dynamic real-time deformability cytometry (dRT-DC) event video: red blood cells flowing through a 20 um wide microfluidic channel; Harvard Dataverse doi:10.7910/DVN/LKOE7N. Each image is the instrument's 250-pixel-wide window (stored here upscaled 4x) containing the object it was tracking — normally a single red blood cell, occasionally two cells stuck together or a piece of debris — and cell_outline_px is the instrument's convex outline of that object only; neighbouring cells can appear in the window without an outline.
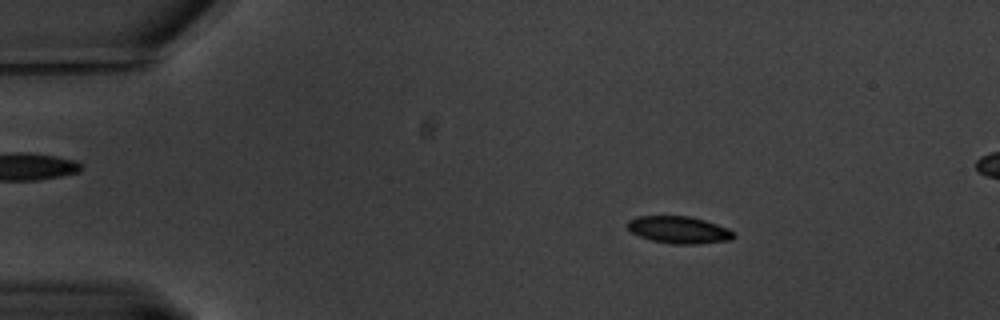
{"species": "common noctule bat (a hibernating species)", "species_latin": "Nyctalus noctula", "temperature_condition": "warm", "stored_images_in_passage": 63, "camera_frame_rate_fps": 3000, "um_per_image_px": 0.085, "animal": {"sex": "male", "body_mass_g": 20.1, "forearm_length_mm": 53.5}, "frame": {"image": 1, "passage_image": 10, "time_ms": 3.0, "image_size_px": [1000, 320], "cell_outline_px": [[736, 236], [732, 240], [696, 244], [672, 244], [652, 240], [640, 236], [632, 232], [624, 224], [628, 220], [640, 216], [688, 216], [704, 220], [728, 228], [736, 232]], "centroid_in_image_um": [57.73, 19.54], "position_along_channel_um": 27.3, "area_um2": 16.88}}
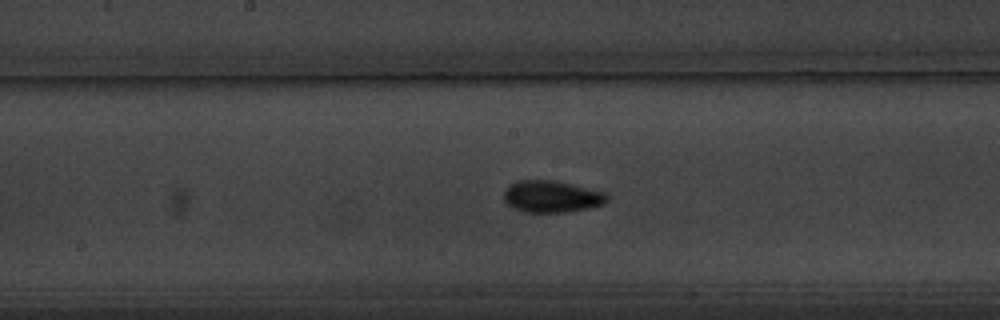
{"frame": {"image": 2, "passage_image": 32, "time_ms": 10.333, "image_size_px": [1000, 320], "cell_outline_px": [[608, 200], [604, 204], [588, 208], [568, 212], [524, 212], [512, 208], [504, 200], [504, 192], [512, 184], [520, 180], [552, 180], [604, 192], [608, 196]], "centroid_in_image_um": [46.89, 16.72], "position_along_channel_um": 201.3, "area_um2": 18.9}}
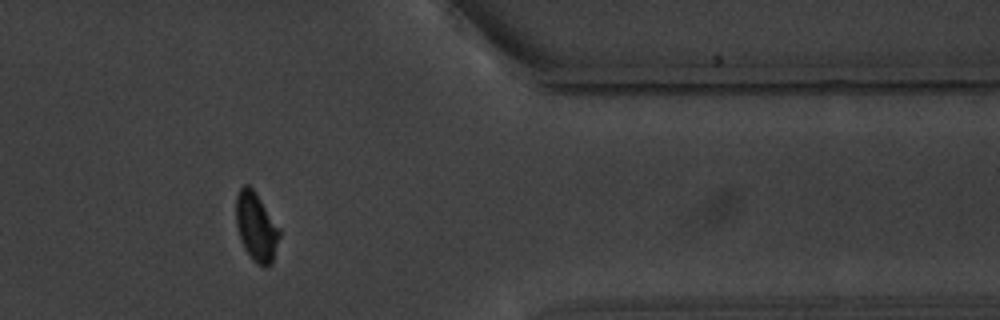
{"frame": {"image": 3, "passage_image": 51, "time_ms": 16.667, "image_size_px": [1000, 320], "cell_outline_px": [[280, 236], [272, 264], [268, 268], [264, 268], [256, 264], [252, 260], [244, 248], [236, 224], [236, 196], [240, 188], [244, 184], [248, 184], [252, 188], [280, 228]], "centroid_in_image_um": [21.79, 19.33], "position_along_channel_um": 389.6, "area_um2": 17.46}, "authors_computed_cell_mechanics": {"area_um2": 17.051, "velocity_mm_per_s": 3.2511, "shape_relaxation_time_tau1_ms": 3.6221, "shape_relaxation_time_tau2_ms": 2.1934, "deformation_change_tau1": 0.1314, "deformation_change_tau2": 0.0419}}